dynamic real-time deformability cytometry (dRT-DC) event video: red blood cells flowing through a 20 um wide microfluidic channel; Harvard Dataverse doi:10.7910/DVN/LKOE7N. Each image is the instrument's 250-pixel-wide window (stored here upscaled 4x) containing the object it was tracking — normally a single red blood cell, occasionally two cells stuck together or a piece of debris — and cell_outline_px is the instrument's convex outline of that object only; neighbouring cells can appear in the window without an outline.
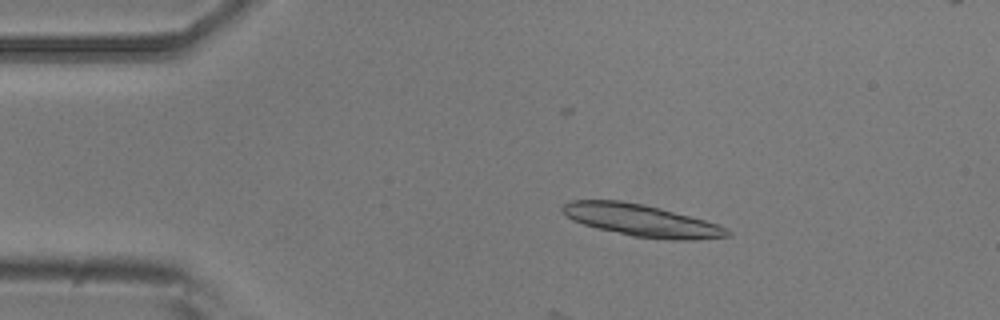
{"species": "common noctule bat (a hibernating species)", "species_latin": "Nyctalus noctula", "temperature_condition": "room temperature", "stored_images_in_passage": 7, "segment_of_instrument_passage": [1, 2], "camera_frame_rate_fps": 3000, "um_per_image_px": 0.085, "animal": {"sex": "male", "body_mass_g": 20.5, "forearm_length_mm": 52.5}, "frame": {"image": 1, "passage_image": 2, "time_ms": 1.333, "image_size_px": [1000, 320], "cell_outline_px": [[732, 236], [692, 240], [672, 240], [632, 236], [596, 228], [572, 220], [560, 208], [564, 204], [572, 200], [620, 200], [644, 204], [660, 208], [704, 220], [728, 228], [732, 232]], "centroid_in_image_um": [54.55, 18.74], "position_along_channel_um": 30.5, "area_um2": 30.63}}